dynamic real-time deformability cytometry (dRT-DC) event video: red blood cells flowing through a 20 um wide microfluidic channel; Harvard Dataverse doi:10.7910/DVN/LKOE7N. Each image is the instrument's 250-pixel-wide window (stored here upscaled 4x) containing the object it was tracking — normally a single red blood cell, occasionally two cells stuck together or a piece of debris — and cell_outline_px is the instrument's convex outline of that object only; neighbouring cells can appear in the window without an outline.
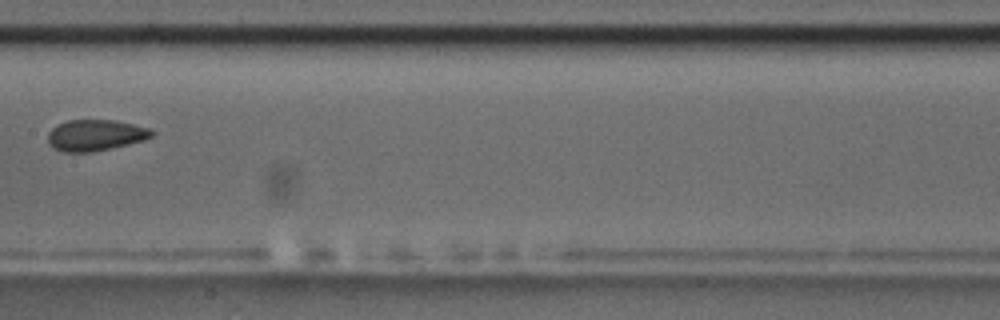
{"species": "common noctule bat (a hibernating species)", "species_latin": "Nyctalus noctula", "temperature_condition": "room temperature", "stored_images_in_passage": 8, "camera_frame_rate_fps": 3000, "um_per_image_px": 0.085, "animal": {"sex": "male", "body_mass_g": 17.5, "forearm_length_mm": 52.3}, "frame": {"image": 1, "passage_image": 5, "time_ms": 4.667, "image_size_px": [1000, 320], "cell_outline_px": [[156, 132], [152, 136], [144, 140], [92, 152], [64, 152], [52, 148], [48, 144], [48, 132], [52, 128], [68, 120], [116, 120], [148, 128]], "centroid_in_image_um": [8.09, 11.49], "position_along_channel_um": 199.3, "area_um2": 18.79}}
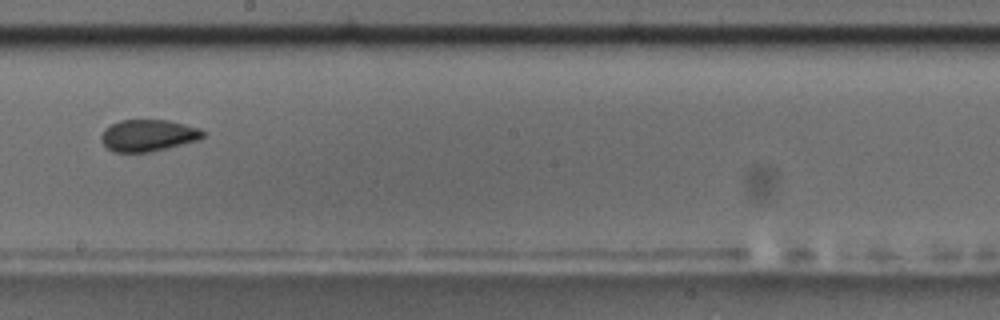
{"frame": {"image": 2, "passage_image": 6, "time_ms": 5.667, "image_size_px": [1000, 320], "cell_outline_px": [[204, 136], [200, 140], [148, 152], [112, 152], [100, 140], [100, 136], [104, 128], [120, 120], [168, 120], [200, 128], [204, 132]], "centroid_in_image_um": [12.58, 11.51], "position_along_channel_um": 235.6, "area_um2": 18.84}}
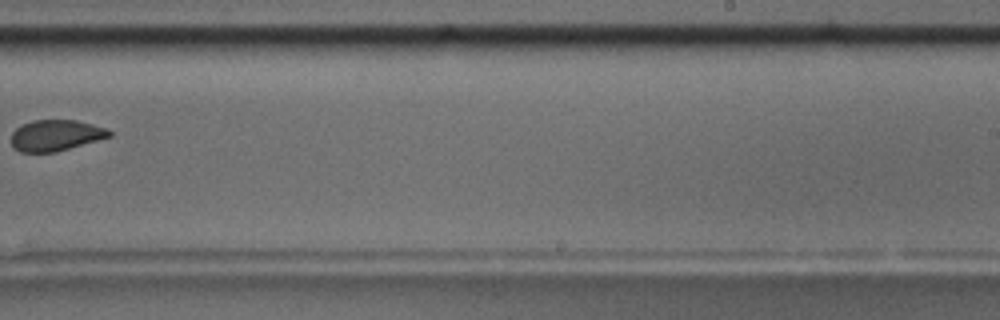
{"frame": {"image": 3, "passage_image": 7, "time_ms": 7.0, "image_size_px": [1000, 320], "cell_outline_px": [[112, 136], [56, 152], [20, 152], [12, 148], [12, 132], [16, 128], [32, 120], [76, 120], [108, 128], [112, 132]], "centroid_in_image_um": [4.75, 11.51], "position_along_channel_um": 284.3, "area_um2": 17.8}}